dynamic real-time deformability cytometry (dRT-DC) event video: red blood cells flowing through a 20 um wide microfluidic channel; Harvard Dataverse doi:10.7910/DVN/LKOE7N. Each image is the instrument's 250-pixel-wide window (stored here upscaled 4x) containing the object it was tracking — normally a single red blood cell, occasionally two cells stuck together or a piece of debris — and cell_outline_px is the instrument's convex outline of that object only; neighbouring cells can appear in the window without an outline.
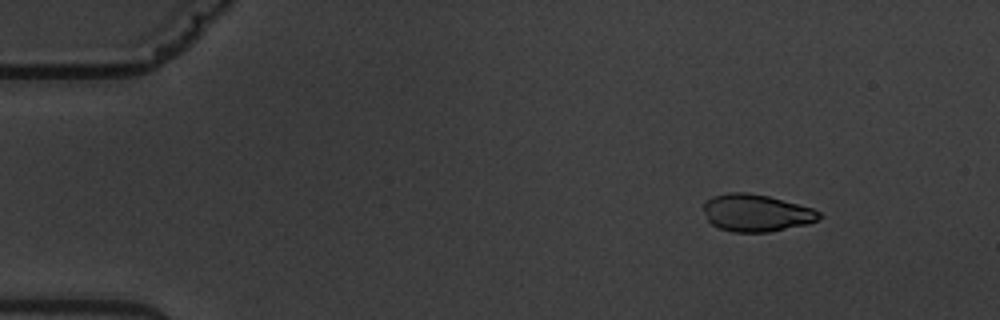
{"species": "common noctule bat (a hibernating species)", "species_latin": "Nyctalus noctula", "temperature_condition": "warm", "stored_images_in_passage": 5, "camera_frame_rate_fps": 3000, "um_per_image_px": 0.085, "animal": {"sex": "male", "body_mass_g": 19.5, "forearm_length_mm": 54.6}, "frame": {"image": 1, "passage_image": 3, "time_ms": 2.0, "image_size_px": [1000, 320], "cell_outline_px": [[824, 216], [808, 224], [768, 232], [732, 232], [720, 228], [712, 224], [708, 220], [704, 208], [704, 200], [712, 196], [728, 192], [748, 192], [768, 196], [812, 208], [820, 212]], "centroid_in_image_um": [64.28, 18.09], "position_along_channel_um": 20.7, "area_um2": 25.09}}